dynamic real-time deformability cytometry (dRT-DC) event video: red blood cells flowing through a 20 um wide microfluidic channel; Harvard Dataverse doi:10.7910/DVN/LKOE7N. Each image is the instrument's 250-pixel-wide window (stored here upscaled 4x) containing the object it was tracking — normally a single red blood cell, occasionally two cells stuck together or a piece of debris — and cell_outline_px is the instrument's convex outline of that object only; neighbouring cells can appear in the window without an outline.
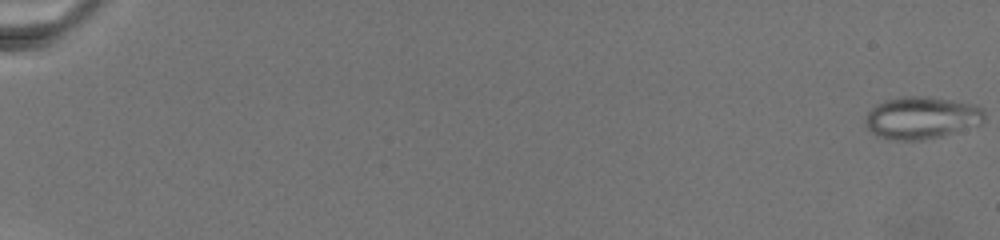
{"species": "common noctule bat (a hibernating species)", "species_latin": "Nyctalus noctula", "temperature_condition": "warm", "stored_images_in_passage": 13, "camera_frame_rate_fps": 3000, "um_per_image_px": 0.085, "animal": {"sex": "female", "body_mass_g": 19.5, "forearm_length_mm": 54.1}, "frame": {"image": 1, "passage_image": 1, "time_ms": 0.0, "image_size_px": [1000, 240], "cell_outline_px": [[984, 120], [980, 124], [944, 136], [924, 140], [888, 140], [876, 136], [864, 124], [864, 120], [868, 112], [876, 104], [884, 100], [904, 96], [928, 96], [976, 104], [984, 108]], "centroid_in_image_um": [78.33, 10.01], "position_along_channel_um": 6.7, "area_um2": 29.82}}
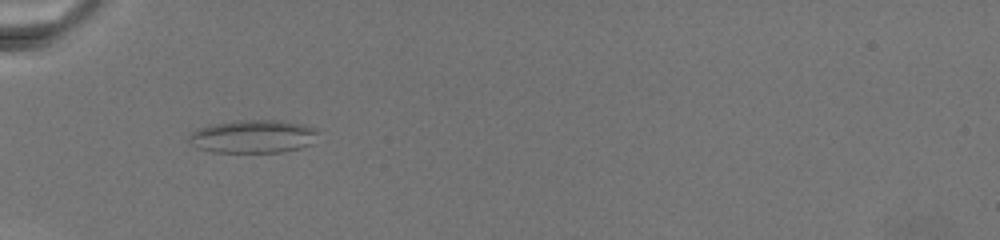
{"frame": {"image": 2, "passage_image": 11, "time_ms": 9.333, "image_size_px": [1000, 240], "cell_outline_px": [[320, 132], [312, 144], [300, 148], [280, 152], [212, 152], [200, 148], [192, 144], [188, 140], [188, 136], [196, 128], [208, 124], [236, 120], [284, 120], [304, 124]], "centroid_in_image_um": [21.51, 11.58], "position_along_channel_um": 63.5, "area_um2": 25.26}}
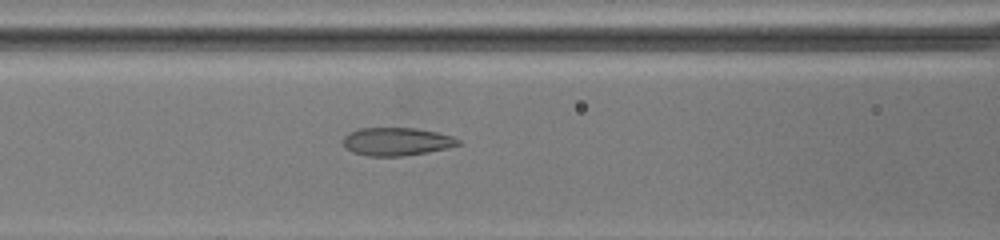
{"frame": {"image": 3, "passage_image": 13, "time_ms": 12.0, "image_size_px": [1000, 240], "cell_outline_px": [[464, 144], [448, 148], [428, 152], [404, 156], [368, 156], [352, 152], [344, 148], [344, 136], [348, 132], [360, 128], [416, 128], [436, 132], [452, 136], [460, 140]], "centroid_in_image_um": [33.73, 12.04], "position_along_channel_um": 132.9, "area_um2": 19.02}}